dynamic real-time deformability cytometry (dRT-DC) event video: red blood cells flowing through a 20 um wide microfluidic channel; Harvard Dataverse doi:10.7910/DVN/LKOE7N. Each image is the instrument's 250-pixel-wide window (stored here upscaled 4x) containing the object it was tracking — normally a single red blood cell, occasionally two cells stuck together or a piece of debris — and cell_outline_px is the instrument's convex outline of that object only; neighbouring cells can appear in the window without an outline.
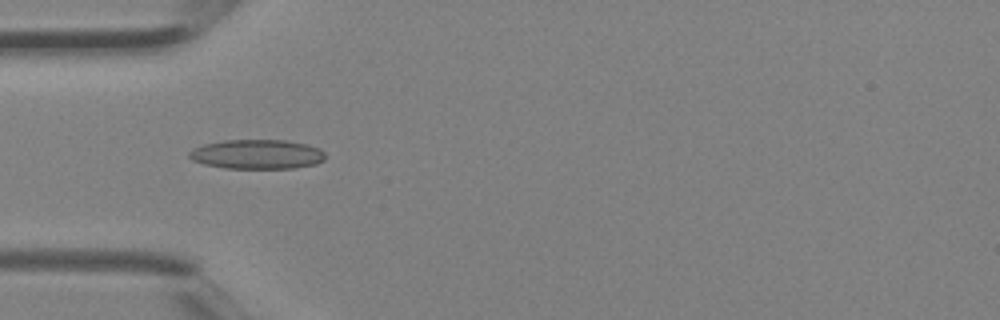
{"species": "Egyptian fruit bat (a non-hibernating species)", "species_latin": "Rousettus aegyptiacus", "temperature_condition": "room temperature", "stored_images_in_passage": 4, "camera_frame_rate_fps": 3000, "um_per_image_px": 0.085, "animal": {"sex": "female"}, "frame": {"image": 1, "passage_image": 3, "time_ms": 0.667, "image_size_px": [1000, 320], "cell_outline_px": [[324, 160], [316, 164], [296, 168], [224, 168], [204, 164], [192, 160], [188, 156], [188, 152], [192, 148], [204, 144], [224, 140], [284, 140], [304, 144], [320, 148], [324, 152]], "centroid_in_image_um": [21.82, 13.11], "position_along_channel_um": 63.2, "area_um2": 23.41}}
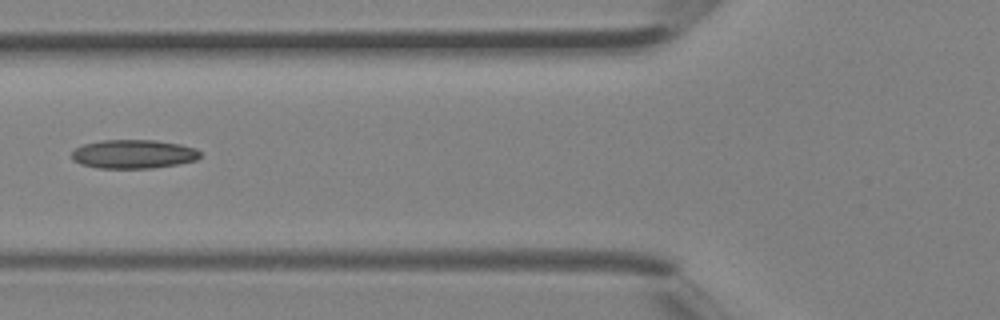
{"frame": {"image": 2, "passage_image": 4, "time_ms": 1.0, "image_size_px": [1000, 320], "cell_outline_px": [[200, 156], [196, 160], [180, 164], [152, 168], [96, 168], [80, 164], [72, 160], [72, 152], [76, 148], [84, 144], [100, 140], [156, 140], [180, 144], [196, 148], [200, 152]], "centroid_in_image_um": [11.35, 13.1], "position_along_channel_um": 114.5, "area_um2": 21.73}}